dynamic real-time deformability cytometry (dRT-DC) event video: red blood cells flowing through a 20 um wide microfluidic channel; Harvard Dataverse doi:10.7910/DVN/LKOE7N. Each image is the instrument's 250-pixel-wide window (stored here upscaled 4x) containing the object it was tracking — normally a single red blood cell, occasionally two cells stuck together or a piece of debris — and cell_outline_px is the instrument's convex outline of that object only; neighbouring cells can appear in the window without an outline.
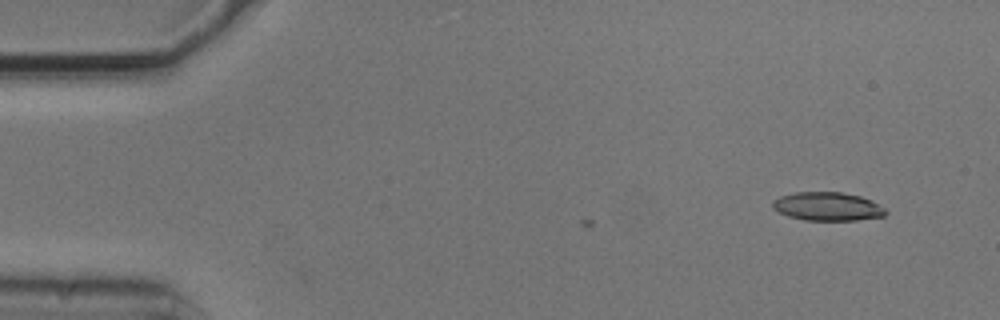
{"species": "common noctule bat (a hibernating species)", "species_latin": "Nyctalus noctula", "temperature_condition": "cold", "stored_images_in_passage": 3, "camera_frame_rate_fps": 3000, "um_per_image_px": 0.085, "animal": {"sex": "male", "body_mass_g": 20.5, "forearm_length_mm": 52.5}, "frame": {"image": 1, "passage_image": 3, "time_ms": 0.667, "image_size_px": [1000, 320], "cell_outline_px": [[888, 212], [884, 216], [856, 220], [804, 220], [788, 216], [772, 208], [772, 200], [780, 196], [796, 192], [840, 192], [860, 196], [872, 200], [884, 208]], "centroid_in_image_um": [70.33, 17.55], "position_along_channel_um": 14.7, "area_um2": 18.79}}